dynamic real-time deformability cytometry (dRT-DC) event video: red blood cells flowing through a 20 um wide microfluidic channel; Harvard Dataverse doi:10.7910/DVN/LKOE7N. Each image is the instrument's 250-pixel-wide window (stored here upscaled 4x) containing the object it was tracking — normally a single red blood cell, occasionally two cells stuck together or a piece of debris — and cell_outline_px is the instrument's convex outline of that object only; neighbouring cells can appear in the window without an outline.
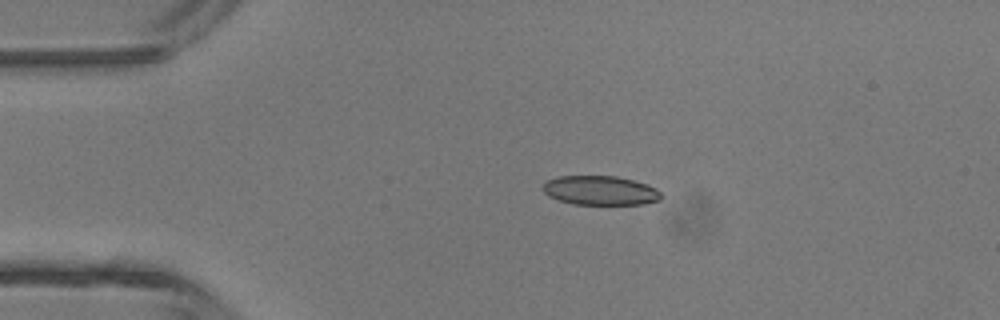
{"species": "common noctule bat (a hibernating species)", "species_latin": "Nyctalus noctula", "temperature_condition": "room temperature", "stored_images_in_passage": 2, "camera_frame_rate_fps": 3000, "um_per_image_px": 0.085, "animal": {"sex": "male", "body_mass_g": 13.3}, "frame": {"image": 1, "passage_image": 1, "time_ms": 0.0, "image_size_px": [1000, 320], "cell_outline_px": [[660, 200], [644, 204], [572, 204], [548, 196], [544, 192], [544, 184], [548, 180], [556, 176], [616, 176], [648, 184], [656, 188], [660, 192]], "centroid_in_image_um": [51.03, 16.19], "position_along_channel_um": 34.0, "area_um2": 20.06}}